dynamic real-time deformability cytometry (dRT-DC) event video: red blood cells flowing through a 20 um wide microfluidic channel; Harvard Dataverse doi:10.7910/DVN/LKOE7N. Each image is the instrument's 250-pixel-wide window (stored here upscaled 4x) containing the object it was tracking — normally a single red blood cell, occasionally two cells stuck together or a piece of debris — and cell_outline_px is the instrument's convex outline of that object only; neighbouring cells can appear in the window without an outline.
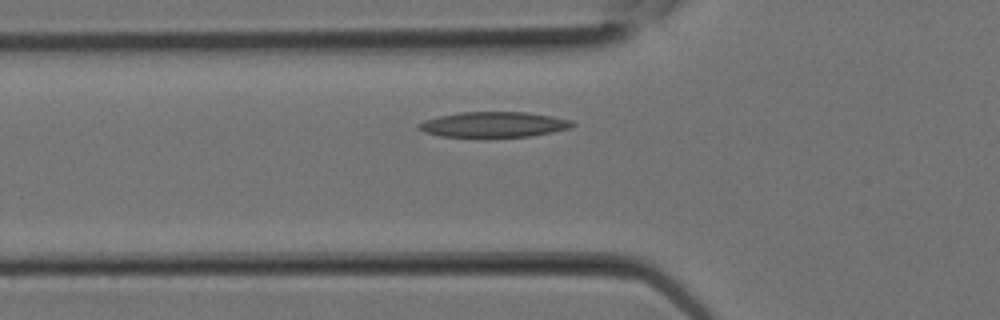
{"species": "Egyptian fruit bat (a non-hibernating species)", "species_latin": "Rousettus aegyptiacus", "temperature_condition": "room temperature", "stored_images_in_passage": 7, "camera_frame_rate_fps": 3000, "um_per_image_px": 0.085, "animal": {"sex": "female"}, "frame": {"image": 1, "passage_image": 5, "time_ms": 1.333, "image_size_px": [1000, 320], "cell_outline_px": [[576, 124], [572, 128], [532, 136], [440, 136], [424, 132], [416, 128], [416, 124], [424, 120], [440, 116], [460, 112], [524, 112], [552, 116], [572, 120]], "centroid_in_image_um": [41.97, 10.57], "position_along_channel_um": 83.8, "area_um2": 22.6}}
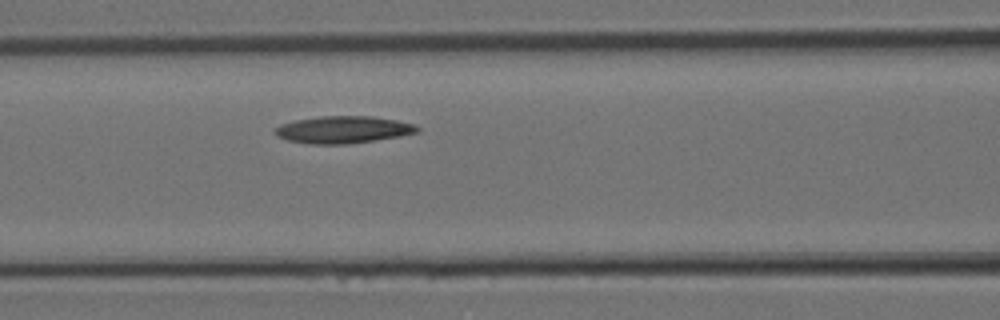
{"frame": {"image": 2, "passage_image": 7, "time_ms": 2.0, "image_size_px": [1000, 320], "cell_outline_px": [[420, 128], [416, 132], [400, 136], [376, 140], [348, 144], [308, 144], [288, 140], [276, 136], [276, 128], [280, 124], [296, 120], [320, 116], [372, 116], [396, 120], [416, 124]], "centroid_in_image_um": [29.18, 11.02], "position_along_channel_um": 137.4, "area_um2": 22.48}}